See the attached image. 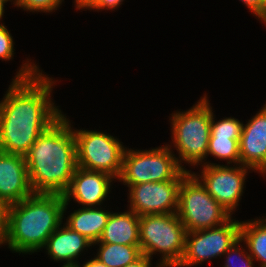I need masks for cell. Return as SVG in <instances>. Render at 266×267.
I'll list each match as a JSON object with an SVG mask.
<instances>
[{
    "instance_id": "obj_13",
    "label": "cell",
    "mask_w": 266,
    "mask_h": 267,
    "mask_svg": "<svg viewBox=\"0 0 266 267\" xmlns=\"http://www.w3.org/2000/svg\"><path fill=\"white\" fill-rule=\"evenodd\" d=\"M33 194L25 157L0 151V200L11 205Z\"/></svg>"
},
{
    "instance_id": "obj_15",
    "label": "cell",
    "mask_w": 266,
    "mask_h": 267,
    "mask_svg": "<svg viewBox=\"0 0 266 267\" xmlns=\"http://www.w3.org/2000/svg\"><path fill=\"white\" fill-rule=\"evenodd\" d=\"M93 243L78 232L71 230L66 224H62L49 236L45 249L54 261L65 263H78L77 258L87 247ZM76 258V260H75Z\"/></svg>"
},
{
    "instance_id": "obj_32",
    "label": "cell",
    "mask_w": 266,
    "mask_h": 267,
    "mask_svg": "<svg viewBox=\"0 0 266 267\" xmlns=\"http://www.w3.org/2000/svg\"><path fill=\"white\" fill-rule=\"evenodd\" d=\"M62 267H81L80 263H63Z\"/></svg>"
},
{
    "instance_id": "obj_26",
    "label": "cell",
    "mask_w": 266,
    "mask_h": 267,
    "mask_svg": "<svg viewBox=\"0 0 266 267\" xmlns=\"http://www.w3.org/2000/svg\"><path fill=\"white\" fill-rule=\"evenodd\" d=\"M8 205L0 200V246L4 243L7 233Z\"/></svg>"
},
{
    "instance_id": "obj_20",
    "label": "cell",
    "mask_w": 266,
    "mask_h": 267,
    "mask_svg": "<svg viewBox=\"0 0 266 267\" xmlns=\"http://www.w3.org/2000/svg\"><path fill=\"white\" fill-rule=\"evenodd\" d=\"M239 141L230 139V136H210L207 151L208 155L220 160H226L227 165L240 164Z\"/></svg>"
},
{
    "instance_id": "obj_16",
    "label": "cell",
    "mask_w": 266,
    "mask_h": 267,
    "mask_svg": "<svg viewBox=\"0 0 266 267\" xmlns=\"http://www.w3.org/2000/svg\"><path fill=\"white\" fill-rule=\"evenodd\" d=\"M139 215L128 209L125 212H111L103 232L95 243L140 245Z\"/></svg>"
},
{
    "instance_id": "obj_6",
    "label": "cell",
    "mask_w": 266,
    "mask_h": 267,
    "mask_svg": "<svg viewBox=\"0 0 266 267\" xmlns=\"http://www.w3.org/2000/svg\"><path fill=\"white\" fill-rule=\"evenodd\" d=\"M176 214L186 232L217 227L232 217L191 172L181 181Z\"/></svg>"
},
{
    "instance_id": "obj_22",
    "label": "cell",
    "mask_w": 266,
    "mask_h": 267,
    "mask_svg": "<svg viewBox=\"0 0 266 267\" xmlns=\"http://www.w3.org/2000/svg\"><path fill=\"white\" fill-rule=\"evenodd\" d=\"M240 243H242L241 239L236 241L224 254L226 261L223 267H254L253 263L255 261L249 255L248 251L241 247L242 245Z\"/></svg>"
},
{
    "instance_id": "obj_31",
    "label": "cell",
    "mask_w": 266,
    "mask_h": 267,
    "mask_svg": "<svg viewBox=\"0 0 266 267\" xmlns=\"http://www.w3.org/2000/svg\"><path fill=\"white\" fill-rule=\"evenodd\" d=\"M8 1L12 2V0H0V21L2 19V17H4V5L5 3H7Z\"/></svg>"
},
{
    "instance_id": "obj_23",
    "label": "cell",
    "mask_w": 266,
    "mask_h": 267,
    "mask_svg": "<svg viewBox=\"0 0 266 267\" xmlns=\"http://www.w3.org/2000/svg\"><path fill=\"white\" fill-rule=\"evenodd\" d=\"M64 0H12L14 6L24 11L51 13L57 10Z\"/></svg>"
},
{
    "instance_id": "obj_9",
    "label": "cell",
    "mask_w": 266,
    "mask_h": 267,
    "mask_svg": "<svg viewBox=\"0 0 266 267\" xmlns=\"http://www.w3.org/2000/svg\"><path fill=\"white\" fill-rule=\"evenodd\" d=\"M241 221L232 217L224 224L186 232L185 251L177 267H191L221 257L240 239Z\"/></svg>"
},
{
    "instance_id": "obj_17",
    "label": "cell",
    "mask_w": 266,
    "mask_h": 267,
    "mask_svg": "<svg viewBox=\"0 0 266 267\" xmlns=\"http://www.w3.org/2000/svg\"><path fill=\"white\" fill-rule=\"evenodd\" d=\"M110 214V211L103 210L102 207H82L71 212L64 224L95 243L98 242Z\"/></svg>"
},
{
    "instance_id": "obj_19",
    "label": "cell",
    "mask_w": 266,
    "mask_h": 267,
    "mask_svg": "<svg viewBox=\"0 0 266 267\" xmlns=\"http://www.w3.org/2000/svg\"><path fill=\"white\" fill-rule=\"evenodd\" d=\"M99 245L96 259L108 267H124L134 263L143 254L140 245H121L112 243H93Z\"/></svg>"
},
{
    "instance_id": "obj_27",
    "label": "cell",
    "mask_w": 266,
    "mask_h": 267,
    "mask_svg": "<svg viewBox=\"0 0 266 267\" xmlns=\"http://www.w3.org/2000/svg\"><path fill=\"white\" fill-rule=\"evenodd\" d=\"M124 0H97L95 5L91 8L92 10H114L120 7Z\"/></svg>"
},
{
    "instance_id": "obj_14",
    "label": "cell",
    "mask_w": 266,
    "mask_h": 267,
    "mask_svg": "<svg viewBox=\"0 0 266 267\" xmlns=\"http://www.w3.org/2000/svg\"><path fill=\"white\" fill-rule=\"evenodd\" d=\"M243 124L239 141L240 164L254 172H260L266 165V104Z\"/></svg>"
},
{
    "instance_id": "obj_7",
    "label": "cell",
    "mask_w": 266,
    "mask_h": 267,
    "mask_svg": "<svg viewBox=\"0 0 266 267\" xmlns=\"http://www.w3.org/2000/svg\"><path fill=\"white\" fill-rule=\"evenodd\" d=\"M171 145L133 150L126 148L122 170L117 180L127 187L145 182H164L174 179L183 169L179 166ZM173 151V152H172Z\"/></svg>"
},
{
    "instance_id": "obj_4",
    "label": "cell",
    "mask_w": 266,
    "mask_h": 267,
    "mask_svg": "<svg viewBox=\"0 0 266 267\" xmlns=\"http://www.w3.org/2000/svg\"><path fill=\"white\" fill-rule=\"evenodd\" d=\"M212 111L207 95L204 94L190 109L171 114V143L177 150L179 157L176 159L183 170H187L183 162L195 167L204 165L207 160Z\"/></svg>"
},
{
    "instance_id": "obj_8",
    "label": "cell",
    "mask_w": 266,
    "mask_h": 267,
    "mask_svg": "<svg viewBox=\"0 0 266 267\" xmlns=\"http://www.w3.org/2000/svg\"><path fill=\"white\" fill-rule=\"evenodd\" d=\"M76 139L77 166L105 172L118 179L126 147L117 137L94 130L73 129Z\"/></svg>"
},
{
    "instance_id": "obj_30",
    "label": "cell",
    "mask_w": 266,
    "mask_h": 267,
    "mask_svg": "<svg viewBox=\"0 0 266 267\" xmlns=\"http://www.w3.org/2000/svg\"><path fill=\"white\" fill-rule=\"evenodd\" d=\"M81 267H108V266L103 264L102 262H100L98 259L94 257L88 260L87 262L83 263Z\"/></svg>"
},
{
    "instance_id": "obj_10",
    "label": "cell",
    "mask_w": 266,
    "mask_h": 267,
    "mask_svg": "<svg viewBox=\"0 0 266 267\" xmlns=\"http://www.w3.org/2000/svg\"><path fill=\"white\" fill-rule=\"evenodd\" d=\"M221 165L217 163L205 162L201 165V174L191 172L206 188L207 192L231 215L239 206L243 195L248 166L238 164V166Z\"/></svg>"
},
{
    "instance_id": "obj_24",
    "label": "cell",
    "mask_w": 266,
    "mask_h": 267,
    "mask_svg": "<svg viewBox=\"0 0 266 267\" xmlns=\"http://www.w3.org/2000/svg\"><path fill=\"white\" fill-rule=\"evenodd\" d=\"M14 41L10 31L0 23V59L11 60L14 56Z\"/></svg>"
},
{
    "instance_id": "obj_3",
    "label": "cell",
    "mask_w": 266,
    "mask_h": 267,
    "mask_svg": "<svg viewBox=\"0 0 266 267\" xmlns=\"http://www.w3.org/2000/svg\"><path fill=\"white\" fill-rule=\"evenodd\" d=\"M64 205V197L60 194H33L8 205L7 233L3 244L14 253L39 252L49 236L63 224Z\"/></svg>"
},
{
    "instance_id": "obj_11",
    "label": "cell",
    "mask_w": 266,
    "mask_h": 267,
    "mask_svg": "<svg viewBox=\"0 0 266 267\" xmlns=\"http://www.w3.org/2000/svg\"><path fill=\"white\" fill-rule=\"evenodd\" d=\"M191 171L182 170L174 179L129 186V209L139 216L176 213L182 179Z\"/></svg>"
},
{
    "instance_id": "obj_12",
    "label": "cell",
    "mask_w": 266,
    "mask_h": 267,
    "mask_svg": "<svg viewBox=\"0 0 266 267\" xmlns=\"http://www.w3.org/2000/svg\"><path fill=\"white\" fill-rule=\"evenodd\" d=\"M114 179L105 172L91 171L77 166L70 185L63 194L64 213L72 198L82 207H97L98 205L101 207L111 191V183Z\"/></svg>"
},
{
    "instance_id": "obj_21",
    "label": "cell",
    "mask_w": 266,
    "mask_h": 267,
    "mask_svg": "<svg viewBox=\"0 0 266 267\" xmlns=\"http://www.w3.org/2000/svg\"><path fill=\"white\" fill-rule=\"evenodd\" d=\"M243 122L234 117H226L215 122V115L212 112L210 136H230V139L240 140Z\"/></svg>"
},
{
    "instance_id": "obj_28",
    "label": "cell",
    "mask_w": 266,
    "mask_h": 267,
    "mask_svg": "<svg viewBox=\"0 0 266 267\" xmlns=\"http://www.w3.org/2000/svg\"><path fill=\"white\" fill-rule=\"evenodd\" d=\"M146 255H142L138 260L134 263L128 264L124 267H152L151 261Z\"/></svg>"
},
{
    "instance_id": "obj_25",
    "label": "cell",
    "mask_w": 266,
    "mask_h": 267,
    "mask_svg": "<svg viewBox=\"0 0 266 267\" xmlns=\"http://www.w3.org/2000/svg\"><path fill=\"white\" fill-rule=\"evenodd\" d=\"M261 23L266 25V0H240Z\"/></svg>"
},
{
    "instance_id": "obj_1",
    "label": "cell",
    "mask_w": 266,
    "mask_h": 267,
    "mask_svg": "<svg viewBox=\"0 0 266 267\" xmlns=\"http://www.w3.org/2000/svg\"><path fill=\"white\" fill-rule=\"evenodd\" d=\"M27 60L0 101V151L21 156L63 115L51 98L55 81Z\"/></svg>"
},
{
    "instance_id": "obj_18",
    "label": "cell",
    "mask_w": 266,
    "mask_h": 267,
    "mask_svg": "<svg viewBox=\"0 0 266 267\" xmlns=\"http://www.w3.org/2000/svg\"><path fill=\"white\" fill-rule=\"evenodd\" d=\"M240 239L246 244L249 255L266 267V217L241 221Z\"/></svg>"
},
{
    "instance_id": "obj_29",
    "label": "cell",
    "mask_w": 266,
    "mask_h": 267,
    "mask_svg": "<svg viewBox=\"0 0 266 267\" xmlns=\"http://www.w3.org/2000/svg\"><path fill=\"white\" fill-rule=\"evenodd\" d=\"M97 0H74L75 8L77 9H87L91 10V8L95 5Z\"/></svg>"
},
{
    "instance_id": "obj_5",
    "label": "cell",
    "mask_w": 266,
    "mask_h": 267,
    "mask_svg": "<svg viewBox=\"0 0 266 267\" xmlns=\"http://www.w3.org/2000/svg\"><path fill=\"white\" fill-rule=\"evenodd\" d=\"M140 249L149 259L161 254L155 267H177L185 251L186 230L176 213L139 217Z\"/></svg>"
},
{
    "instance_id": "obj_33",
    "label": "cell",
    "mask_w": 266,
    "mask_h": 267,
    "mask_svg": "<svg viewBox=\"0 0 266 267\" xmlns=\"http://www.w3.org/2000/svg\"><path fill=\"white\" fill-rule=\"evenodd\" d=\"M261 173V175L265 176L266 174V165L265 167L259 172V174Z\"/></svg>"
},
{
    "instance_id": "obj_2",
    "label": "cell",
    "mask_w": 266,
    "mask_h": 267,
    "mask_svg": "<svg viewBox=\"0 0 266 267\" xmlns=\"http://www.w3.org/2000/svg\"><path fill=\"white\" fill-rule=\"evenodd\" d=\"M66 114L46 129L24 156L34 194H60L77 168L76 139Z\"/></svg>"
}]
</instances>
